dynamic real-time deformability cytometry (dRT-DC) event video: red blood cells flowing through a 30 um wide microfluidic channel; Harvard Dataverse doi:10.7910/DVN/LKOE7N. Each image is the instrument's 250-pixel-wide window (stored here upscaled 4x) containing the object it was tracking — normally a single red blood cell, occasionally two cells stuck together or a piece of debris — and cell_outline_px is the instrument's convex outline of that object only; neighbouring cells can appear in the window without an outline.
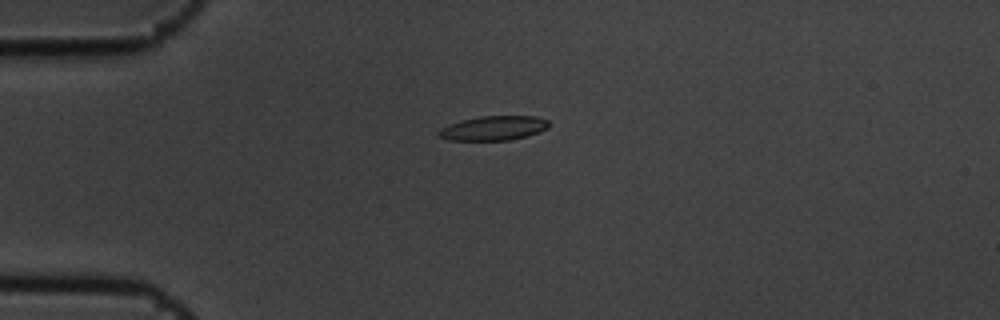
{"species": "common noctule bat (a hibernating species)", "species_latin": "Nyctalus noctula", "temperature_condition": "cold", "stored_images_in_passage": 5, "camera_frame_rate_fps": 3000, "um_per_image_px": 0.085, "animal": {"sex": "male", "body_mass_g": 19.5, "forearm_length_mm": 54.6}, "frame": {"image": 1, "passage_image": 1, "time_ms": 0.0, "image_size_px": [1000, 320], "cell_outline_px": [[548, 128], [540, 132], [508, 140], [448, 140], [436, 136], [436, 132], [440, 128], [460, 120], [480, 116], [536, 116], [548, 120]], "centroid_in_image_um": [41.9, 10.89], "position_along_channel_um": 43.1, "area_um2": 15.72}}
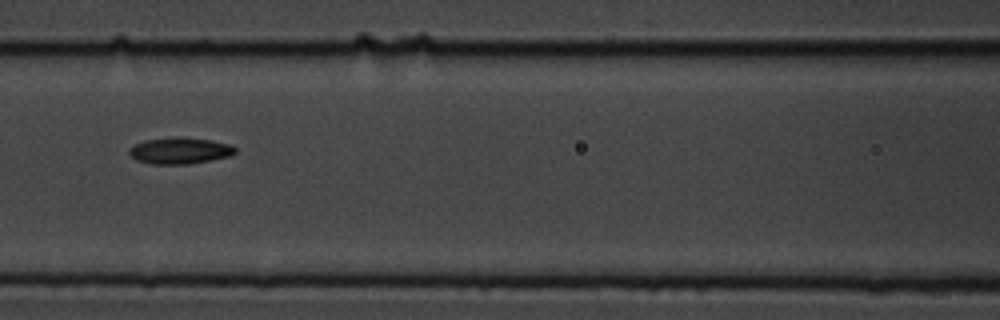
{"frame": {"image": 2, "passage_image": 4, "time_ms": 1.0, "image_size_px": [1000, 320], "cell_outline_px": [[236, 152], [232, 156], [188, 164], [152, 164], [136, 160], [128, 152], [128, 148], [144, 140], [180, 136], [184, 136], [212, 140], [232, 144], [236, 148]], "centroid_in_image_um": [15.32, 12.79], "position_along_channel_um": 151.3, "area_um2": 16.59}}
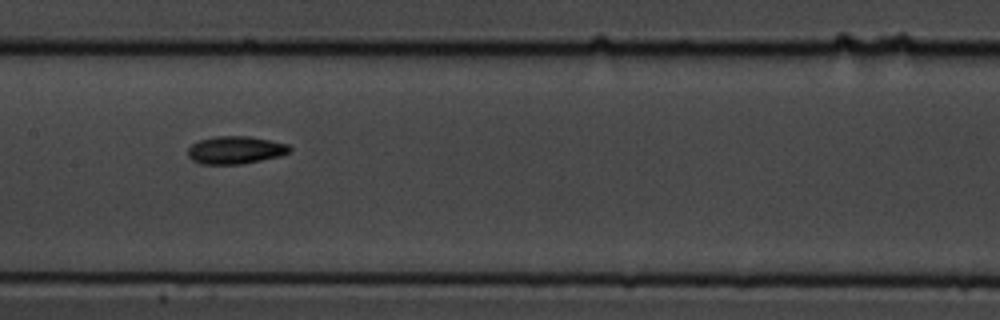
{"frame": {"image": 3, "passage_image": 5, "time_ms": 1.333, "image_size_px": [1000, 320], "cell_outline_px": [[292, 148], [288, 152], [280, 156], [240, 164], [200, 164], [192, 160], [188, 156], [188, 148], [192, 144], [200, 140], [216, 136], [248, 136], [288, 144]], "centroid_in_image_um": [19.99, 12.75], "position_along_channel_um": 187.4, "area_um2": 16.3}}